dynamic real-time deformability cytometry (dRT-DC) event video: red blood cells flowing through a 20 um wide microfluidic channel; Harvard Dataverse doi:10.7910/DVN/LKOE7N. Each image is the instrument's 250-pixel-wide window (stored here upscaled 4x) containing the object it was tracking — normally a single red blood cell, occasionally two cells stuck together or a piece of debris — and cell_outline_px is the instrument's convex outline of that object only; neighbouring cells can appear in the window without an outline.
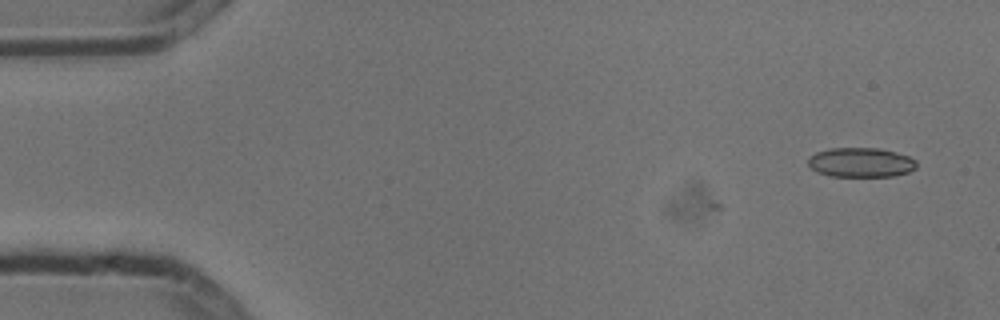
{"species": "common noctule bat (a hibernating species)", "species_latin": "Nyctalus noctula", "temperature_condition": "cold", "stored_images_in_passage": 4, "camera_frame_rate_fps": 3000, "um_per_image_px": 0.085, "animal": {"sex": "male", "body_mass_g": 13.3}, "frame": {"image": 1, "passage_image": 1, "time_ms": 0.0, "image_size_px": [1000, 320], "cell_outline_px": [[916, 168], [908, 172], [892, 176], [832, 176], [816, 172], [808, 164], [808, 156], [816, 152], [832, 148], [876, 148], [908, 156], [916, 160]], "centroid_in_image_um": [73.14, 13.81], "position_along_channel_um": 11.9, "area_um2": 18.5}}
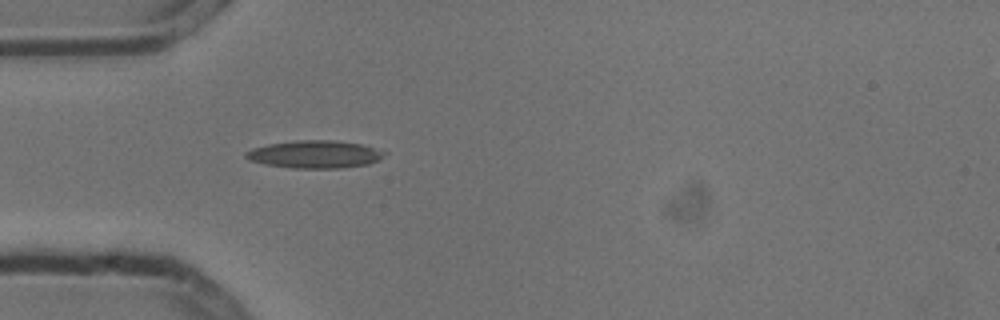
{"frame": {"image": 2, "passage_image": 4, "time_ms": 1.0, "image_size_px": [1000, 320], "cell_outline_px": [[388, 152], [380, 160], [368, 164], [340, 168], [292, 168], [264, 164], [248, 160], [244, 156], [244, 152], [252, 148], [268, 144], [296, 140], [336, 140], [360, 144]], "centroid_in_image_um": [26.74, 13.11], "position_along_channel_um": 58.3, "area_um2": 22.48}}